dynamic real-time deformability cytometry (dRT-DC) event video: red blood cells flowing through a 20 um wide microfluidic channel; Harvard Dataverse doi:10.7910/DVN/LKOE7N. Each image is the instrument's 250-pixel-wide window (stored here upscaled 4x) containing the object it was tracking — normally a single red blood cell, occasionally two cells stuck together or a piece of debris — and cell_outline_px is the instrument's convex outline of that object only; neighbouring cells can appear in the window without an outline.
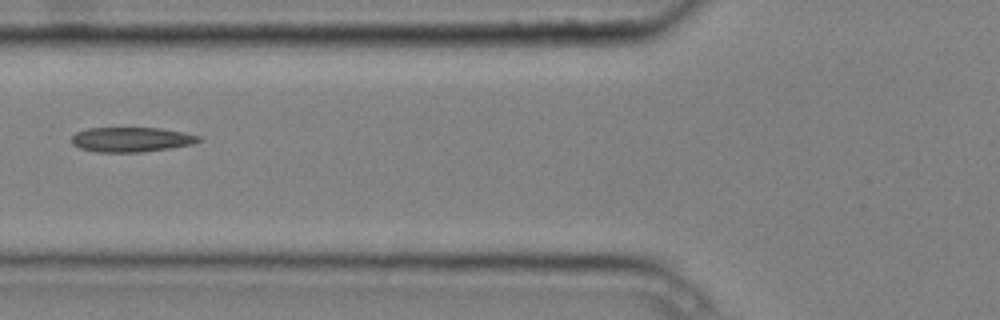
{"species": "common noctule bat (a hibernating species)", "species_latin": "Nyctalus noctula", "temperature_condition": "cold", "stored_images_in_passage": 3, "camera_frame_rate_fps": 3000, "um_per_image_px": 0.085, "animal": {"sex": "male", "body_mass_g": 20.4}, "frame": {"image": 1, "passage_image": 2, "time_ms": 0.333, "image_size_px": [1000, 320], "cell_outline_px": [[200, 140], [192, 144], [172, 148], [140, 152], [96, 152], [80, 148], [72, 144], [72, 136], [76, 132], [88, 128], [160, 128], [184, 132], [200, 136]], "centroid_in_image_um": [11.15, 11.86], "position_along_channel_um": 114.6, "area_um2": 18.32}}
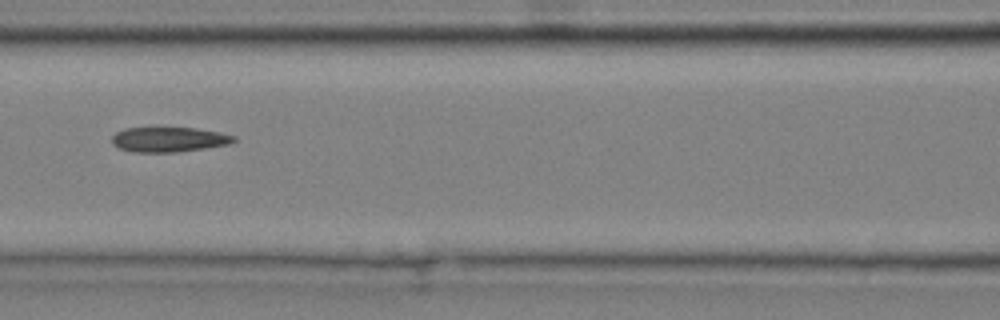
{"frame": {"image": 2, "passage_image": 3, "time_ms": 0.667, "image_size_px": [1000, 320], "cell_outline_px": [[236, 140], [228, 144], [204, 148], [176, 152], [132, 152], [120, 148], [112, 144], [112, 136], [116, 132], [124, 128], [196, 128], [220, 132], [236, 136]], "centroid_in_image_um": [14.34, 11.85], "position_along_channel_um": 152.3, "area_um2": 17.63}}